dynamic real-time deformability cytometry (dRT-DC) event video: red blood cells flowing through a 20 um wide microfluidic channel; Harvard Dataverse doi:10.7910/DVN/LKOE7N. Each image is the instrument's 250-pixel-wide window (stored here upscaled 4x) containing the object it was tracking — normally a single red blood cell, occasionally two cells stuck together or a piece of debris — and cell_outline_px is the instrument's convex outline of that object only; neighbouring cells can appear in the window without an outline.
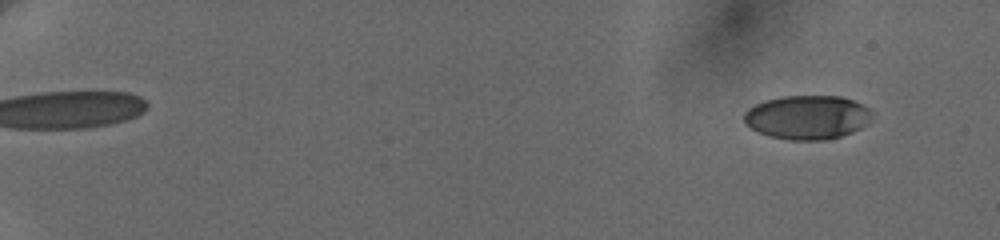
{"species": "human", "species_latin": "Homo sapiens", "temperature_condition": "cold", "stored_images_in_passage": 33, "camera_frame_rate_fps": 3000, "um_per_image_px": 0.085, "donor": {"sex": "female"}, "frame": {"image": 1, "passage_image": 3, "time_ms": 1.667, "image_size_px": [1000, 240], "cell_outline_px": [[872, 120], [868, 124], [852, 132], [840, 136], [824, 140], [788, 140], [768, 136], [744, 124], [744, 112], [748, 108], [756, 104], [780, 96], [840, 96], [864, 104], [872, 112]], "centroid_in_image_um": [68.64, 9.97], "position_along_channel_um": 16.4, "area_um2": 32.95}}
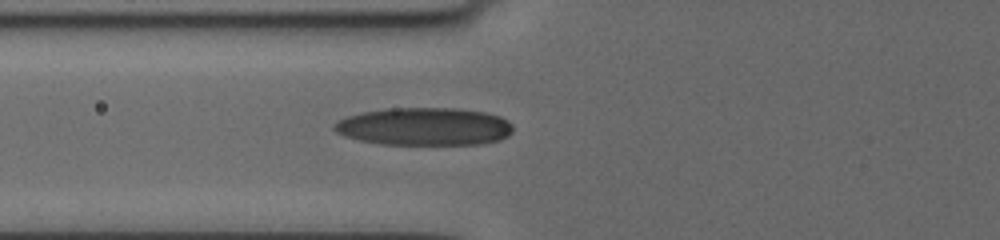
{"frame": {"image": 2, "passage_image": 20, "time_ms": 8.667, "image_size_px": [1000, 240], "cell_outline_px": [[512, 132], [508, 136], [500, 140], [480, 144], [380, 144], [360, 140], [344, 136], [336, 132], [332, 128], [332, 124], [336, 120], [348, 116], [364, 112], [384, 108], [460, 108], [484, 112], [500, 116], [508, 120], [512, 124]], "centroid_in_image_um": [36.06, 10.75], "position_along_channel_um": 89.7, "area_um2": 39.65}}
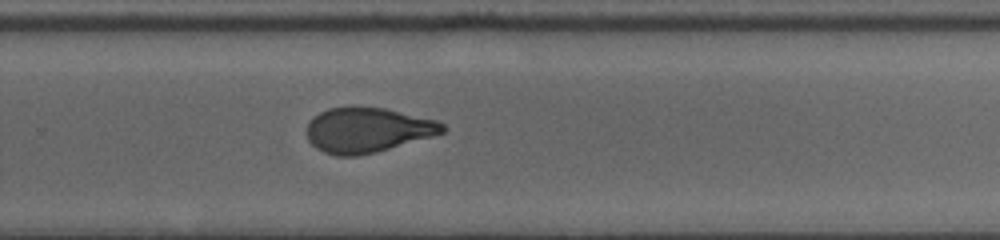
{"frame": {"image": 3, "passage_image": 33, "time_ms": 14.333, "image_size_px": [1000, 240], "cell_outline_px": [[448, 128], [444, 132], [432, 136], [376, 152], [356, 156], [336, 156], [324, 152], [316, 148], [308, 140], [308, 124], [320, 112], [328, 108], [348, 104], [356, 104], [384, 108], [436, 120], [444, 124]], "centroid_in_image_um": [31.23, 11.02], "position_along_channel_um": 298.6, "area_um2": 35.89}}